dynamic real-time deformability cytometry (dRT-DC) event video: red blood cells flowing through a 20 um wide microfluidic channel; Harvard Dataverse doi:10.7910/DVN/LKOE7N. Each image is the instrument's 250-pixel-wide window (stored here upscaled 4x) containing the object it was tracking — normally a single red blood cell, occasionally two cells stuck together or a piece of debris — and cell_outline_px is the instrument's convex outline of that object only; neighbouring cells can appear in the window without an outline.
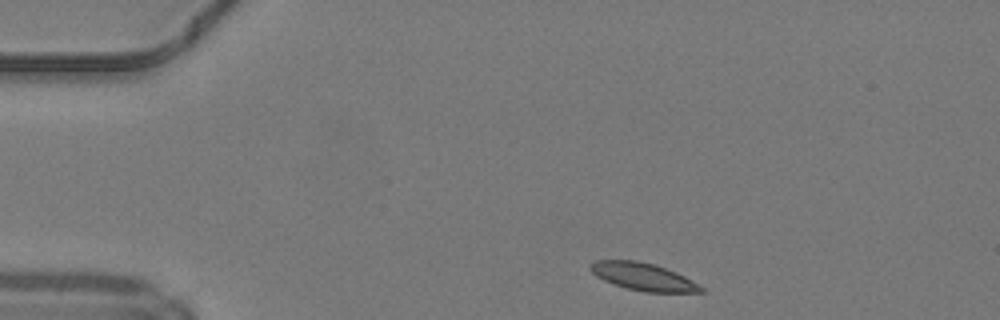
{"species": "common noctule bat (a hibernating species)", "species_latin": "Nyctalus noctula", "temperature_condition": "warm", "stored_images_in_passage": 41, "camera_frame_rate_fps": 3000, "um_per_image_px": 0.085, "animal": {"sex": "male", "body_mass_g": 19.2, "forearm_length_mm": 51.8}, "frame": {"image": 1, "passage_image": 1, "time_ms": 0.0, "image_size_px": [1000, 320], "cell_outline_px": [[704, 292], [644, 292], [628, 288], [604, 280], [596, 276], [588, 268], [588, 264], [596, 260], [636, 260], [656, 264], [676, 272], [684, 276], [704, 288]], "centroid_in_image_um": [54.64, 23.5], "position_along_channel_um": 30.4, "area_um2": 17.69}}
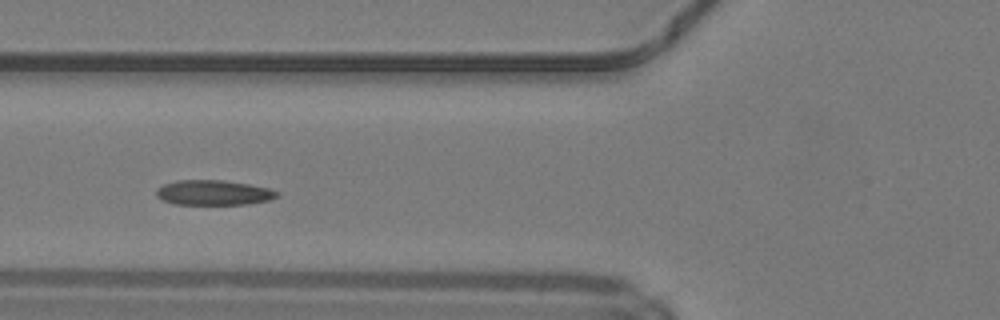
{"frame": {"image": 2, "passage_image": 11, "time_ms": 3.333, "image_size_px": [1000, 320], "cell_outline_px": [[280, 192], [276, 196], [268, 200], [248, 204], [172, 204], [156, 196], [156, 188], [164, 184], [176, 180], [224, 180], [248, 184], [268, 188]], "centroid_in_image_um": [18.11, 16.37], "position_along_channel_um": 107.7, "area_um2": 17.51}}
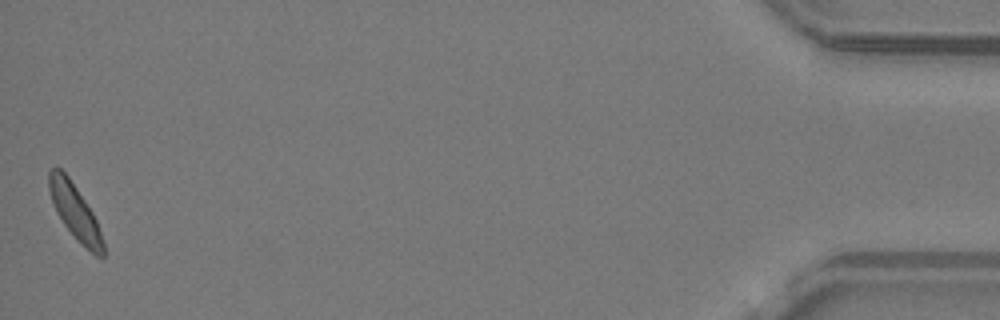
{"frame": {"image": 3, "passage_image": 41, "time_ms": 13.333, "image_size_px": [1000, 320], "cell_outline_px": [[104, 256], [96, 256], [80, 244], [64, 224], [56, 212], [48, 188], [48, 172], [56, 164], [68, 176], [92, 212], [96, 220], [104, 244]], "centroid_in_image_um": [6.35, 17.99], "position_along_channel_um": 428.9, "area_um2": 17.17}, "authors_computed_cell_mechanics": {"area_um2": 17.5712, "velocity_mm_per_s": 4.161, "shape_relaxation_time_tau1_ms": 2.8958, "shape_relaxation_time_tau2_ms": 1.9844, "deformation_change_tau1": 0.0881, "deformation_change_tau2": 0.0829}}